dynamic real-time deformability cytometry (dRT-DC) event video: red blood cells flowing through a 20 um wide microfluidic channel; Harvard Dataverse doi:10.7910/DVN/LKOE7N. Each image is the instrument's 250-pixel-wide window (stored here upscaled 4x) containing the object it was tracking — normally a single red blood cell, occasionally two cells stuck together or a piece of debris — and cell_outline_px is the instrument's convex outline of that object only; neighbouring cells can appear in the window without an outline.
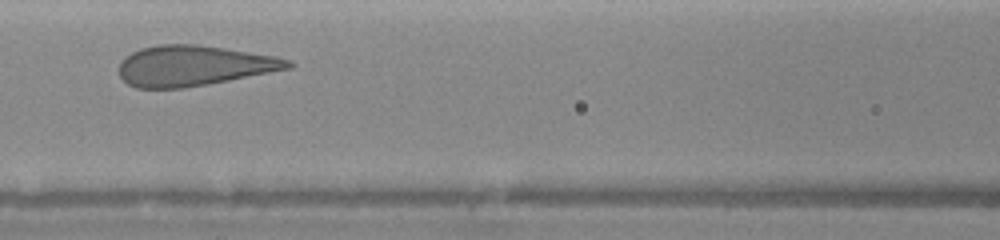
{"species": "human", "species_latin": "Homo sapiens", "temperature_condition": "warm", "stored_images_in_passage": 6, "camera_frame_rate_fps": 3000, "um_per_image_px": 0.085, "donor": {"sex": "female"}, "frame": {"image": 1, "passage_image": 3, "time_ms": 2.0, "image_size_px": [1000, 240], "cell_outline_px": [[296, 64], [292, 68], [208, 84], [184, 88], [136, 88], [128, 84], [120, 76], [120, 64], [132, 52], [140, 48], [160, 44], [196, 44], [224, 48], [276, 56], [292, 60]], "centroid_in_image_um": [16.51, 5.58], "position_along_channel_um": 150.1, "area_um2": 39.71}}
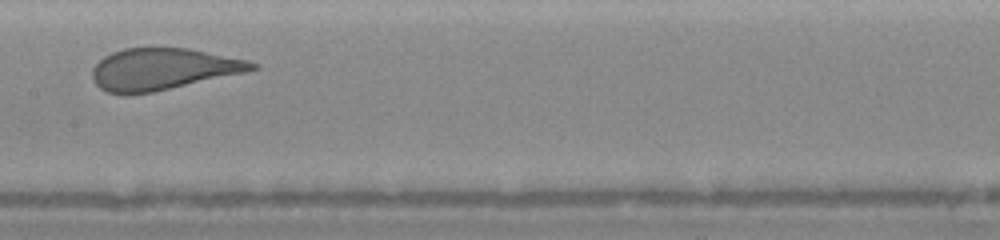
{"frame": {"image": 2, "passage_image": 5, "time_ms": 3.0, "image_size_px": [1000, 240], "cell_outline_px": [[260, 68], [244, 72], [152, 92], [124, 96], [108, 92], [100, 88], [92, 80], [92, 68], [104, 56], [112, 52], [124, 48], [188, 48], [248, 60], [260, 64]], "centroid_in_image_um": [13.8, 5.88], "position_along_channel_um": 193.6, "area_um2": 38.73}}